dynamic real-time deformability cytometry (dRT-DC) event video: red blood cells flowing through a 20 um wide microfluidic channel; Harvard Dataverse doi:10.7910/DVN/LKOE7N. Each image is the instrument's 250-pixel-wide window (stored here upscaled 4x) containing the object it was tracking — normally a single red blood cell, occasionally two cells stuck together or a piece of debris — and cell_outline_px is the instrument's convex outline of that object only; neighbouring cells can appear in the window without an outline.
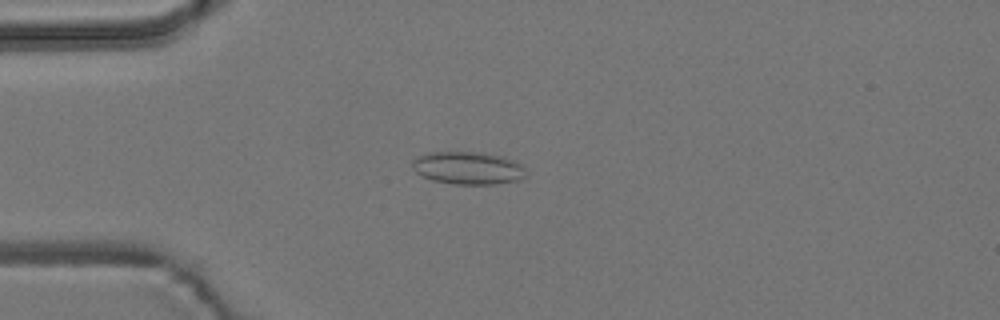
{"species": "common noctule bat (a hibernating species)", "species_latin": "Nyctalus noctula", "temperature_condition": "room temperature", "stored_images_in_passage": 5, "camera_frame_rate_fps": 3000, "um_per_image_px": 0.085, "animal": {"sex": "male", "body_mass_g": 19.2, "forearm_length_mm": 51.8}, "frame": {"image": 1, "passage_image": 3, "time_ms": 2.333, "image_size_px": [1000, 320], "cell_outline_px": [[528, 172], [524, 176], [516, 180], [496, 184], [452, 184], [432, 180], [420, 176], [412, 168], [412, 160], [416, 156], [424, 152], [484, 152], [504, 156], [516, 160], [524, 164]], "centroid_in_image_um": [39.78, 14.26], "position_along_channel_um": 45.2, "area_um2": 22.25}}
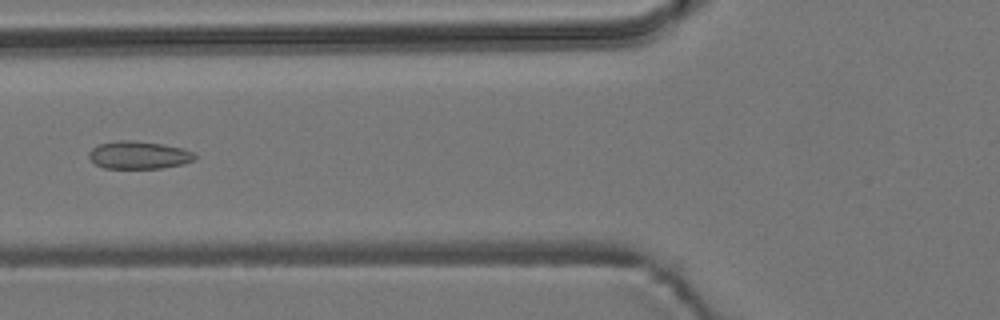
{"frame": {"image": 2, "passage_image": 5, "time_ms": 4.667, "image_size_px": [1000, 320], "cell_outline_px": [[196, 156], [192, 160], [180, 164], [160, 168], [104, 168], [96, 164], [88, 156], [88, 152], [92, 148], [100, 144], [120, 140], [132, 140], [164, 144], [184, 148], [192, 152]], "centroid_in_image_um": [11.77, 13.17], "position_along_channel_um": 114.0, "area_um2": 16.94}}